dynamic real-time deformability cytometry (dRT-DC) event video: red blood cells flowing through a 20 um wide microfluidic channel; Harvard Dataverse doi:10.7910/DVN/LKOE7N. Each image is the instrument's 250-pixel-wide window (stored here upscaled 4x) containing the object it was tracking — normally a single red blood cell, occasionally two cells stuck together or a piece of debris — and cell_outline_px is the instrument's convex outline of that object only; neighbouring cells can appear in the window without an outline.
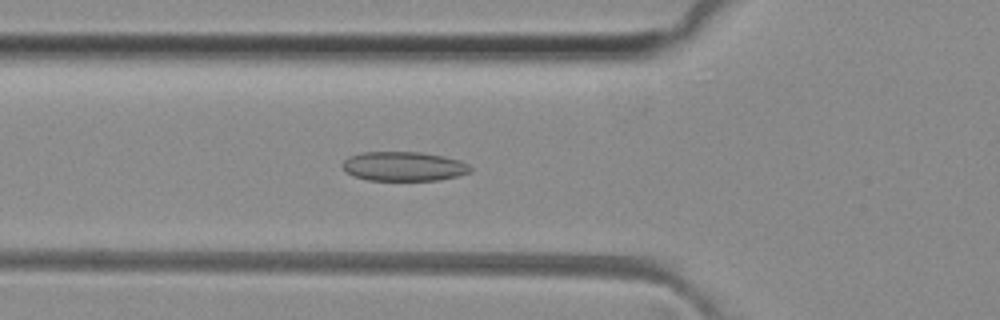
{"species": "common noctule bat (a hibernating species)", "species_latin": "Nyctalus noctula", "temperature_condition": "room temperature", "stored_images_in_passage": 49, "camera_frame_rate_fps": 3000, "um_per_image_px": 0.085, "animal": {"sex": "female", "body_mass_g": 29.2, "forearm_length_mm": 56.3}, "frame": {"image": 1, "passage_image": 17, "time_ms": 5.333, "image_size_px": [1000, 320], "cell_outline_px": [[472, 172], [440, 180], [368, 180], [352, 176], [344, 172], [340, 164], [348, 156], [360, 152], [420, 152], [444, 156], [460, 160], [468, 164], [472, 168]], "centroid_in_image_um": [34.27, 14.14], "position_along_channel_um": 91.5, "area_um2": 22.2}}
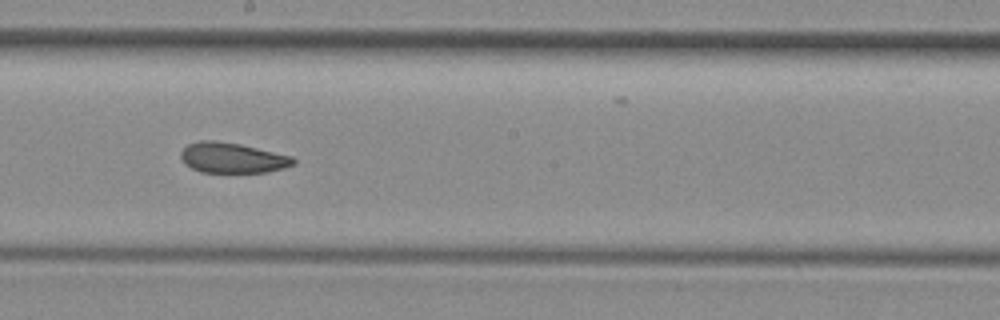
{"frame": {"image": 2, "passage_image": 27, "time_ms": 8.667, "image_size_px": [1000, 320], "cell_outline_px": [[296, 164], [284, 168], [268, 172], [200, 172], [184, 164], [180, 156], [180, 152], [188, 144], [200, 140], [216, 140], [240, 144], [292, 156], [296, 160]], "centroid_in_image_um": [19.75, 13.41], "position_along_channel_um": 228.5, "area_um2": 20.0}}
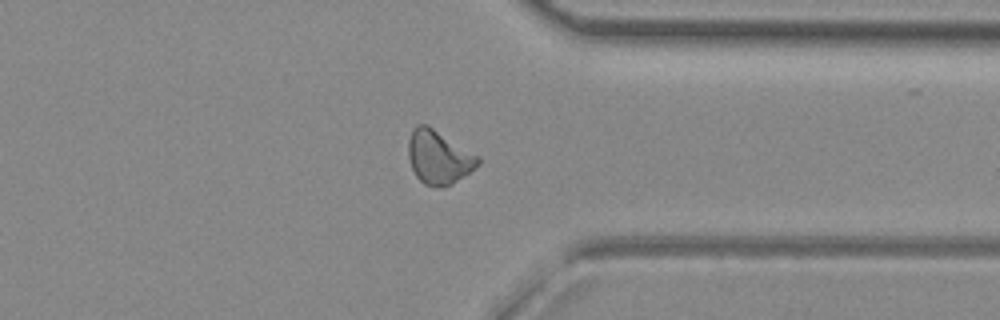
{"frame": {"image": 3, "passage_image": 38, "time_ms": 12.333, "image_size_px": [1000, 320], "cell_outline_px": [[480, 164], [452, 184], [444, 188], [424, 184], [416, 176], [408, 160], [408, 140], [412, 128], [416, 124], [428, 124], [480, 156]], "centroid_in_image_um": [37.28, 13.34], "position_along_channel_um": 374.1, "area_um2": 22.08}, "authors_computed_cell_mechanics": {"area_um2": 21.2704, "velocity_mm_per_s": 4.1007, "shape_relaxation_time_tau1_ms": null, "shape_relaxation_time_tau2_ms": 3.2905, "deformation_change_tau1": null, "deformation_change_tau2": 0.0993}}